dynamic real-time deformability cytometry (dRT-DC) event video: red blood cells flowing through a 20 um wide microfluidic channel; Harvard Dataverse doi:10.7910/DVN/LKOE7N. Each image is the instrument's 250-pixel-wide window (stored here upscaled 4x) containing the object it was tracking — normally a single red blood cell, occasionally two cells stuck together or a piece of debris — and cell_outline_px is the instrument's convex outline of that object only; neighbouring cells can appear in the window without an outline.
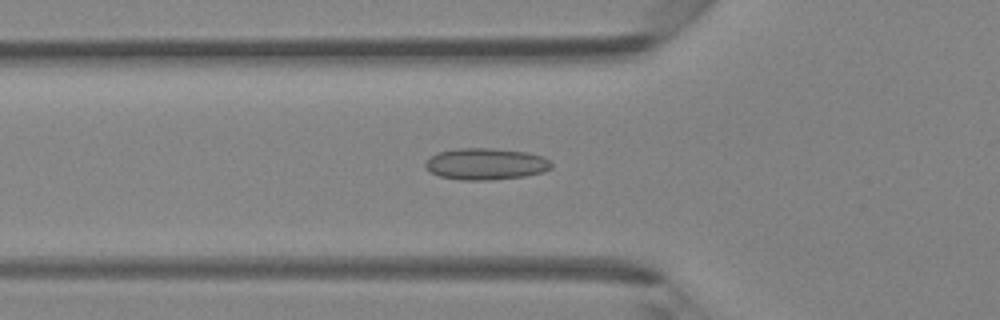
{"species": "Egyptian fruit bat (a non-hibernating species)", "species_latin": "Rousettus aegyptiacus", "temperature_condition": "room temperature", "stored_images_in_passage": 42, "camera_frame_rate_fps": 3000, "um_per_image_px": 0.085, "animal": {"sex": "female"}, "frame": {"image": 1, "passage_image": 15, "time_ms": 4.667, "image_size_px": [1000, 320], "cell_outline_px": [[552, 168], [544, 172], [524, 176], [488, 180], [460, 180], [440, 176], [424, 168], [424, 164], [436, 152], [456, 148], [492, 148], [528, 152], [544, 156], [552, 160]], "centroid_in_image_um": [41.33, 13.93], "position_along_channel_um": 84.5, "area_um2": 23.47}}
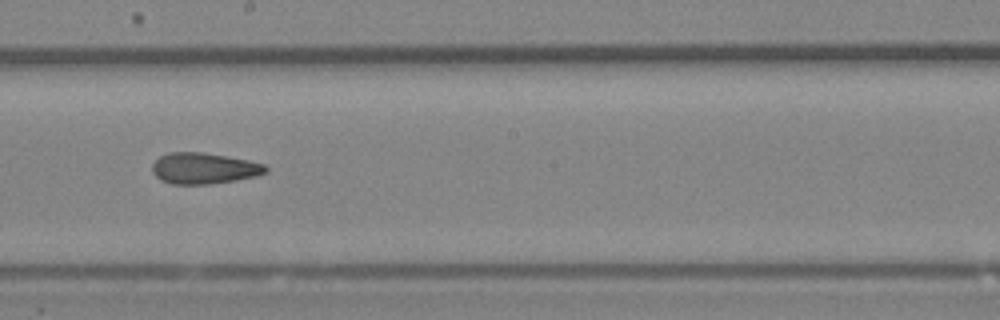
{"frame": {"image": 2, "passage_image": 24, "time_ms": 7.667, "image_size_px": [1000, 320], "cell_outline_px": [[268, 172], [256, 176], [236, 180], [208, 184], [172, 184], [160, 180], [152, 172], [152, 164], [160, 156], [168, 152], [204, 152], [248, 160], [264, 164], [268, 168]], "centroid_in_image_um": [17.33, 14.3], "position_along_channel_um": 230.9, "area_um2": 20.63}}
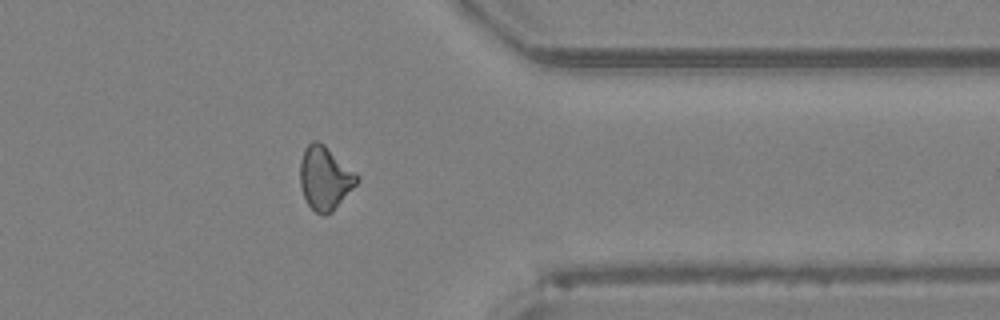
{"frame": {"image": 3, "passage_image": 34, "time_ms": 11.0, "image_size_px": [1000, 320], "cell_outline_px": [[360, 180], [332, 212], [316, 212], [308, 204], [304, 196], [300, 184], [300, 160], [304, 148], [312, 140], [316, 140], [324, 144], [356, 172], [360, 176]], "centroid_in_image_um": [27.62, 15.09], "position_along_channel_um": 383.8, "area_um2": 20.87}}